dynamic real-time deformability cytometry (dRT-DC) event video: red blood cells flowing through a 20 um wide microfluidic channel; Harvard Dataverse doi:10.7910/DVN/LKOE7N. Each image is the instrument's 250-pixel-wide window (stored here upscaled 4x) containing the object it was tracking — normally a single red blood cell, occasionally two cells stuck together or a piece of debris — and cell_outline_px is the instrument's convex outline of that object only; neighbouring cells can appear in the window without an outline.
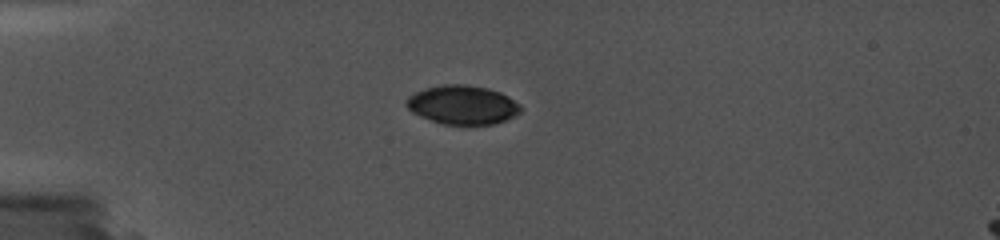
{"species": "common noctule bat (a hibernating species)", "species_latin": "Nyctalus noctula", "temperature_condition": "cold", "stored_images_in_passage": 3, "camera_frame_rate_fps": 5000, "um_per_image_px": 0.085, "animal": {"sex": "female", "body_mass_g": 19.0, "forearm_length_mm": 56.7}, "frame": {"image": 1, "passage_image": 2, "time_ms": 0.4, "image_size_px": [1000, 240], "cell_outline_px": [[520, 108], [512, 116], [496, 124], [476, 128], [456, 128], [440, 124], [408, 108], [408, 100], [412, 96], [420, 92], [432, 88], [480, 88], [496, 92], [504, 96], [516, 104]], "centroid_in_image_um": [39.35, 9.08], "position_along_channel_um": 45.6, "area_um2": 24.28}}